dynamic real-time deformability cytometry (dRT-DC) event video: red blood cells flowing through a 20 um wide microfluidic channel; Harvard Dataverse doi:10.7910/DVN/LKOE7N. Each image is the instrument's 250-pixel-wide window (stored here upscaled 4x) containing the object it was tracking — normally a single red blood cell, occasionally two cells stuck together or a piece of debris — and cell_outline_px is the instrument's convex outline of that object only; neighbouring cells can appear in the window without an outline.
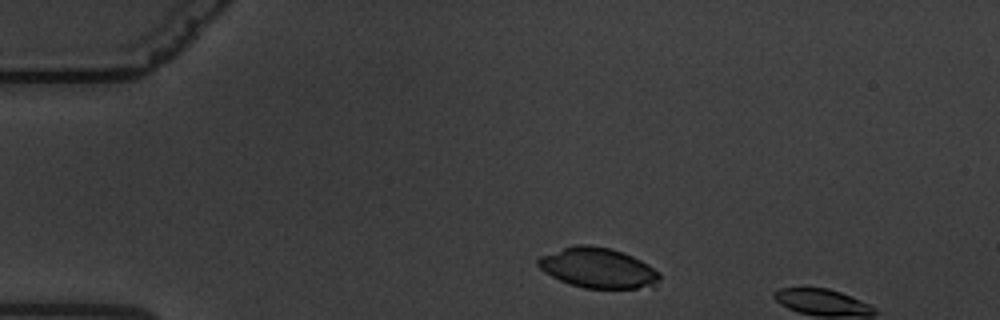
{"species": "common noctule bat (a hibernating species)", "species_latin": "Nyctalus noctula", "temperature_condition": "warm", "stored_images_in_passage": 7, "camera_frame_rate_fps": 3000, "um_per_image_px": 0.085, "animal": {"sex": "male", "body_mass_g": 19.5, "forearm_length_mm": 54.6}, "frame": {"image": 1, "passage_image": 4, "time_ms": 1.0, "image_size_px": [1000, 320], "cell_outline_px": [[660, 280], [656, 288], [584, 288], [568, 284], [544, 272], [536, 264], [536, 260], [540, 256], [576, 244], [588, 244], [608, 248], [632, 256], [648, 264], [660, 272]], "centroid_in_image_um": [50.86, 22.79], "position_along_channel_um": 34.1, "area_um2": 28.61}}